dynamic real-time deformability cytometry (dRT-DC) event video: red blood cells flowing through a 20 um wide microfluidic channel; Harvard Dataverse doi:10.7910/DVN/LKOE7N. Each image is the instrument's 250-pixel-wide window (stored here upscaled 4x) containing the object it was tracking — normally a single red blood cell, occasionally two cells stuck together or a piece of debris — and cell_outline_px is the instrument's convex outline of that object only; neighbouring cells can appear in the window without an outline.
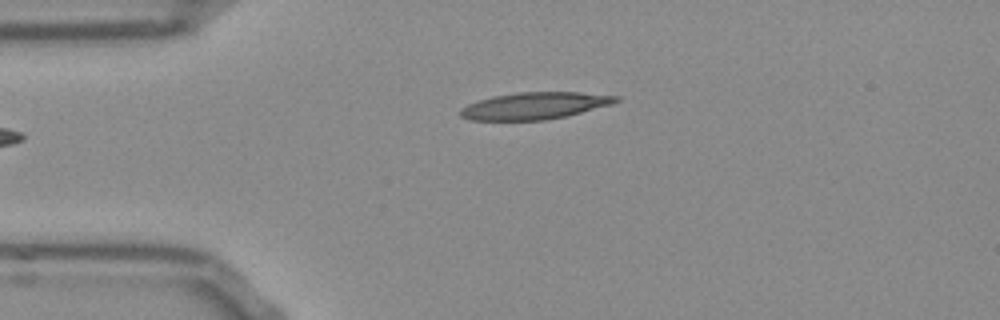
{"species": "Egyptian fruit bat (a non-hibernating species)", "species_latin": "Rousettus aegyptiacus", "temperature_condition": "room temperature", "stored_images_in_passage": 35, "camera_frame_rate_fps": 3000, "um_per_image_px": 0.085, "frame": {"image": 1, "passage_image": 1, "time_ms": 0.0, "image_size_px": [1000, 320], "cell_outline_px": [[620, 100], [612, 104], [568, 116], [544, 120], [468, 120], [460, 116], [460, 108], [468, 104], [492, 96], [516, 92], [580, 92], [620, 96]], "centroid_in_image_um": [45.46, 8.99], "position_along_channel_um": 39.5, "area_um2": 24.57}}
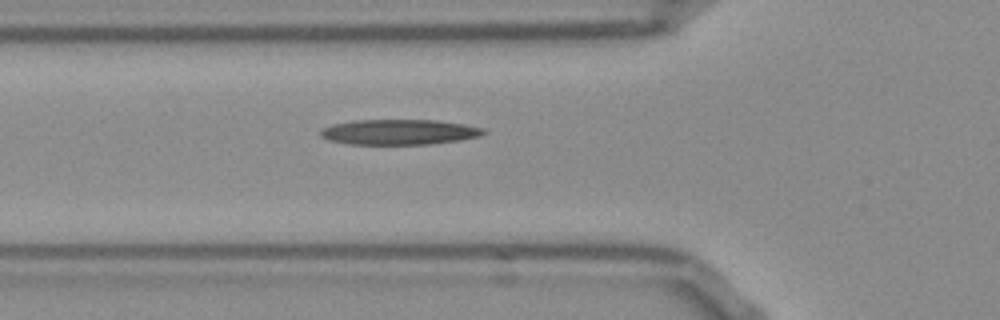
{"frame": {"image": 2, "passage_image": 7, "time_ms": 2.0, "image_size_px": [1000, 320], "cell_outline_px": [[488, 132], [480, 136], [460, 140], [428, 144], [348, 144], [328, 140], [320, 136], [320, 132], [324, 128], [332, 124], [352, 120], [436, 120], [464, 124], [484, 128]], "centroid_in_image_um": [33.94, 11.22], "position_along_channel_um": 91.9, "area_um2": 24.1}}
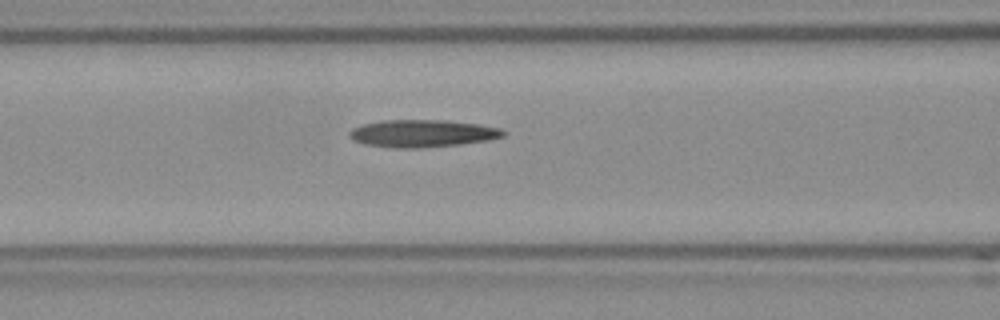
{"frame": {"image": 3, "passage_image": 10, "time_ms": 3.0, "image_size_px": [1000, 320], "cell_outline_px": [[508, 132], [504, 136], [488, 140], [460, 144], [424, 148], [396, 148], [364, 144], [352, 140], [348, 136], [348, 132], [352, 128], [360, 124], [380, 120], [444, 120], [480, 124], [500, 128]], "centroid_in_image_um": [35.87, 11.34], "position_along_channel_um": 130.7, "area_um2": 24.91}}